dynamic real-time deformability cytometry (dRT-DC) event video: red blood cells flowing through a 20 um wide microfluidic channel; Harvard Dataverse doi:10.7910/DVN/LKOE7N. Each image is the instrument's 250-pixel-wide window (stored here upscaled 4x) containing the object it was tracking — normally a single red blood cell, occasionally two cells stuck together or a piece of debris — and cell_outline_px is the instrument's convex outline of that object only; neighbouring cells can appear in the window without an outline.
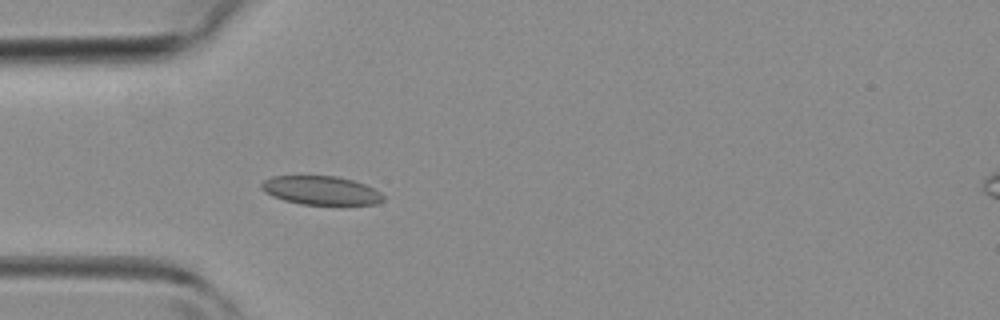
{"species": "common noctule bat (a hibernating species)", "species_latin": "Nyctalus noctula", "temperature_condition": "room temperature", "stored_images_in_passage": 32, "camera_frame_rate_fps": 3000, "um_per_image_px": 0.085, "animal": {"sex": "female", "body_mass_g": 19.3, "forearm_length_mm": 54.1}, "frame": {"image": 1, "passage_image": 1, "time_ms": 0.0, "image_size_px": [1000, 320], "cell_outline_px": [[384, 200], [376, 204], [300, 204], [284, 200], [272, 196], [264, 192], [260, 188], [260, 184], [264, 180], [272, 176], [336, 176], [352, 180], [364, 184], [380, 192], [384, 196]], "centroid_in_image_um": [27.24, 16.18], "position_along_channel_um": 57.8, "area_um2": 20.29}}
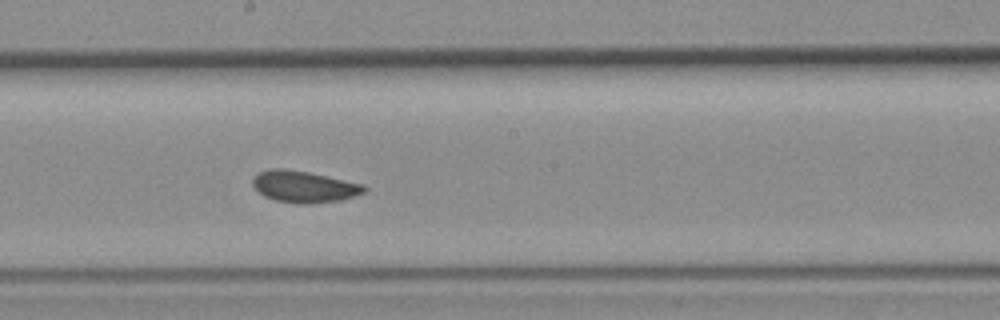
{"frame": {"image": 2, "passage_image": 12, "time_ms": 3.667, "image_size_px": [1000, 320], "cell_outline_px": [[368, 188], [364, 192], [340, 200], [308, 204], [296, 204], [276, 200], [264, 196], [252, 184], [252, 180], [260, 172], [268, 168], [284, 168], [308, 172], [364, 184]], "centroid_in_image_um": [25.84, 15.86], "position_along_channel_um": 222.4, "area_um2": 20.4}}
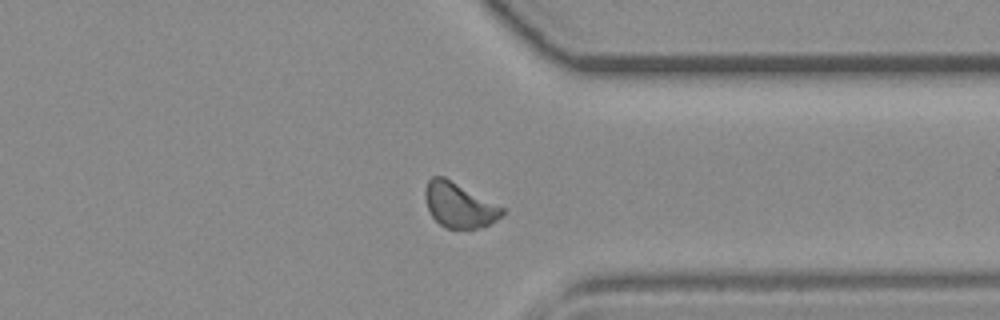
{"frame": {"image": 3, "passage_image": 22, "time_ms": 7.0, "image_size_px": [1000, 320], "cell_outline_px": [[504, 212], [496, 220], [484, 228], [448, 228], [440, 224], [432, 216], [428, 208], [424, 196], [424, 192], [428, 180], [432, 176], [444, 176], [504, 208]], "centroid_in_image_um": [39.01, 17.43], "position_along_channel_um": 372.4, "area_um2": 19.94}}